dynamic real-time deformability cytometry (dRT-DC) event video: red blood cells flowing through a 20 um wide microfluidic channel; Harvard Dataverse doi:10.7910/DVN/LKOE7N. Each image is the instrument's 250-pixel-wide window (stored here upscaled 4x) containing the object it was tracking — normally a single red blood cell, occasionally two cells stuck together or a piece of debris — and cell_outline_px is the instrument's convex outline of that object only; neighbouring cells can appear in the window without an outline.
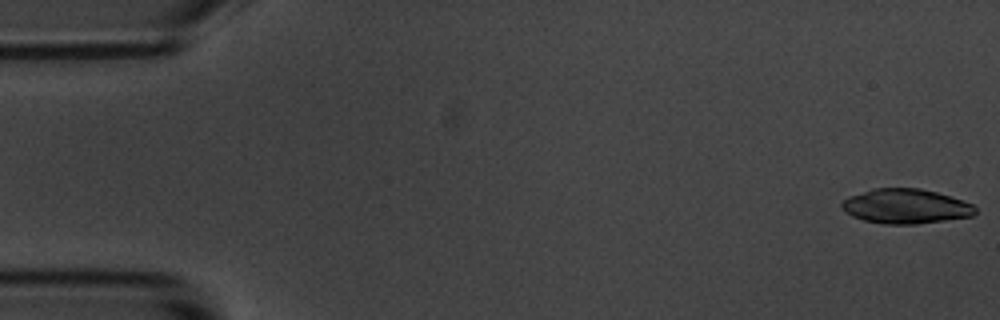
{"species": "common noctule bat (a hibernating species)", "species_latin": "Nyctalus noctula", "temperature_condition": "room temperature", "stored_images_in_passage": 6, "camera_frame_rate_fps": 3000, "um_per_image_px": 0.085, "animal": {"sex": "male", "body_mass_g": 20.1, "forearm_length_mm": 53.5}, "frame": {"image": 1, "passage_image": 1, "time_ms": 0.0, "image_size_px": [1000, 320], "cell_outline_px": [[976, 212], [972, 216], [916, 224], [884, 224], [864, 220], [852, 216], [840, 208], [840, 204], [848, 196], [872, 188], [920, 188], [936, 192], [972, 204], [976, 208]], "centroid_in_image_um": [76.93, 17.53], "position_along_channel_um": 8.1, "area_um2": 26.88}}
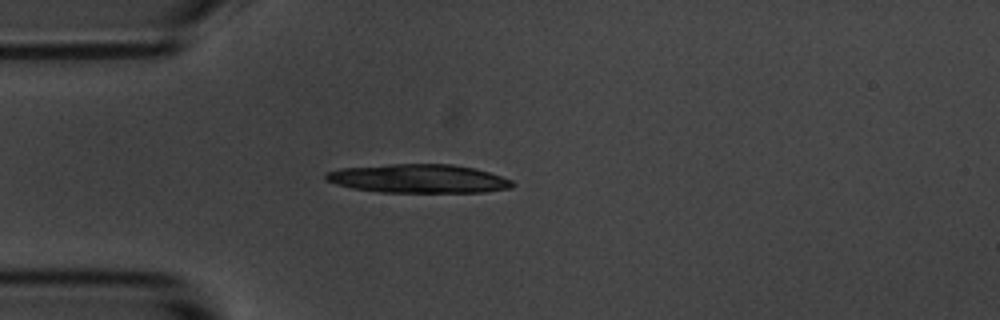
{"frame": {"image": 2, "passage_image": 5, "time_ms": 4.667, "image_size_px": [1000, 320], "cell_outline_px": [[516, 184], [512, 188], [484, 192], [380, 192], [352, 188], [336, 184], [324, 180], [324, 172], [340, 168], [388, 164], [452, 164], [472, 168], [488, 172], [512, 180]], "centroid_in_image_um": [35.53, 15.18], "position_along_channel_um": 49.5, "area_um2": 31.33}}